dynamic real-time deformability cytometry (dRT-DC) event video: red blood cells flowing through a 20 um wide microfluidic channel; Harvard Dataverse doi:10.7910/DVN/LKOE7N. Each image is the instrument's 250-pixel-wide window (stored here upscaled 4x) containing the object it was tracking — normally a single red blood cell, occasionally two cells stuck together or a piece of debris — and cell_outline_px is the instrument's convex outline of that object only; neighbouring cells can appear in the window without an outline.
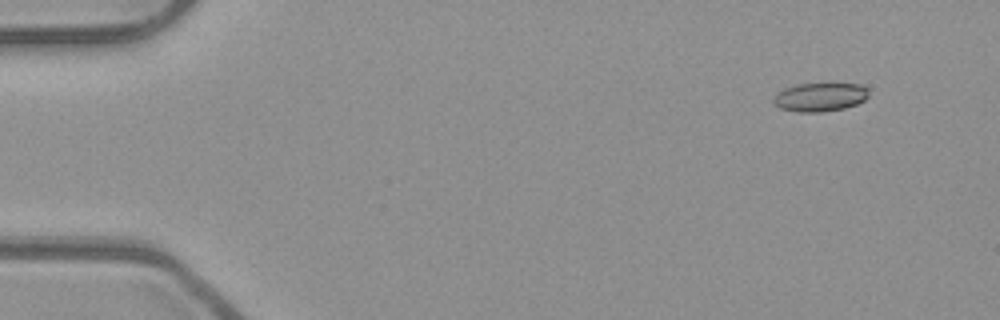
{"species": "common noctule bat (a hibernating species)", "species_latin": "Nyctalus noctula", "temperature_condition": "room temperature", "stored_images_in_passage": 49, "camera_frame_rate_fps": 3000, "um_per_image_px": 0.085, "animal": {"sex": "male", "body_mass_g": 23.1, "forearm_length_mm": 52.7}, "frame": {"image": 1, "passage_image": 1, "time_ms": 0.0, "image_size_px": [1000, 320], "cell_outline_px": [[868, 96], [864, 100], [856, 104], [844, 108], [820, 112], [796, 112], [780, 108], [772, 104], [772, 100], [784, 88], [796, 84], [860, 84], [868, 88]], "centroid_in_image_um": [69.69, 8.26], "position_along_channel_um": 15.3, "area_um2": 15.84}}
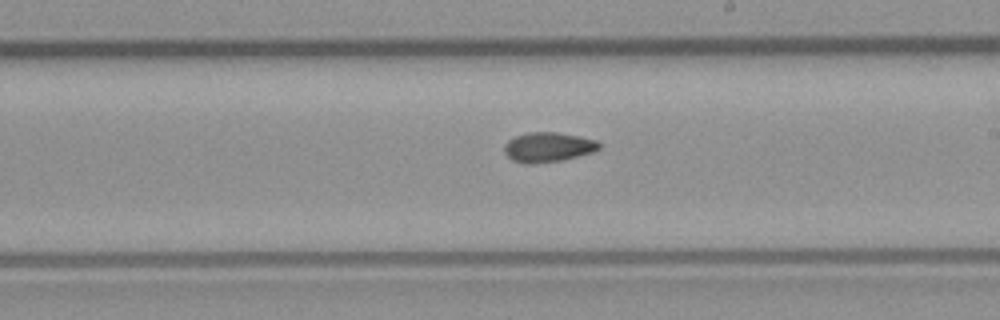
{"frame": {"image": 2, "passage_image": 27, "time_ms": 8.667, "image_size_px": [1000, 320], "cell_outline_px": [[600, 148], [592, 152], [560, 160], [532, 164], [524, 164], [512, 160], [504, 152], [504, 144], [508, 140], [516, 136], [528, 132], [556, 132], [596, 140], [600, 144]], "centroid_in_image_um": [46.54, 12.51], "position_along_channel_um": 242.5, "area_um2": 16.24}}
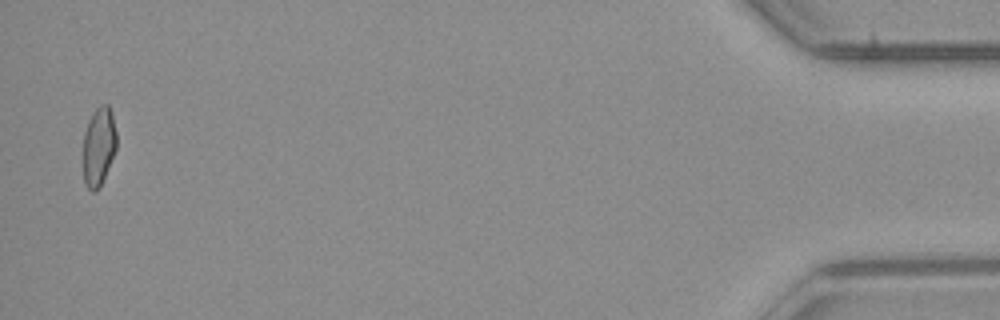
{"frame": {"image": 3, "passage_image": 48, "time_ms": 15.667, "image_size_px": [1000, 320], "cell_outline_px": [[116, 148], [100, 188], [96, 192], [92, 192], [84, 184], [84, 132], [88, 120], [92, 112], [100, 104], [108, 104], [112, 112], [116, 132]], "centroid_in_image_um": [8.39, 12.43], "position_along_channel_um": 426.8, "area_um2": 15.43}, "authors_computed_cell_mechanics": {"area_um2": 15.8372, "velocity_mm_per_s": 3.9656, "shape_relaxation_time_tau1_ms": null, "shape_relaxation_time_tau2_ms": 3.9163, "deformation_change_tau1": null, "deformation_change_tau2": 0.095}}